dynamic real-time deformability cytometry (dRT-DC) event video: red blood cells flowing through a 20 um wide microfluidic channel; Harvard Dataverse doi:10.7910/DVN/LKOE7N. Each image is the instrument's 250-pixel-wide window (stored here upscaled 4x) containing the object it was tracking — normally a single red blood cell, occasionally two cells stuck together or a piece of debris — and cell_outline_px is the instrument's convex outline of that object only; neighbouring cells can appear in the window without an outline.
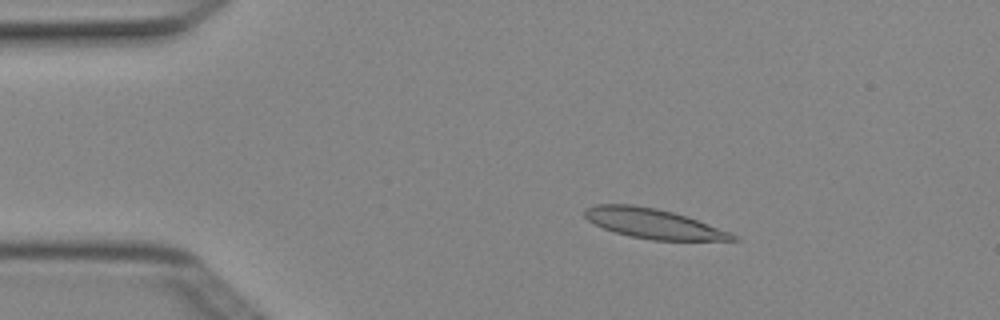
{"species": "Egyptian fruit bat (a non-hibernating species)", "species_latin": "Rousettus aegyptiacus", "temperature_condition": "cold", "stored_images_in_passage": 4, "camera_frame_rate_fps": 3000, "um_per_image_px": 0.085, "animal": {"sex": "female"}, "frame": {"image": 1, "passage_image": 3, "time_ms": 0.667, "image_size_px": [1000, 320], "cell_outline_px": [[740, 240], [652, 240], [628, 236], [604, 228], [588, 220], [584, 216], [584, 208], [596, 204], [632, 204], [656, 208], [672, 212], [696, 220], [728, 232], [736, 236]], "centroid_in_image_um": [55.45, 18.99], "position_along_channel_um": 29.5, "area_um2": 25.26}}